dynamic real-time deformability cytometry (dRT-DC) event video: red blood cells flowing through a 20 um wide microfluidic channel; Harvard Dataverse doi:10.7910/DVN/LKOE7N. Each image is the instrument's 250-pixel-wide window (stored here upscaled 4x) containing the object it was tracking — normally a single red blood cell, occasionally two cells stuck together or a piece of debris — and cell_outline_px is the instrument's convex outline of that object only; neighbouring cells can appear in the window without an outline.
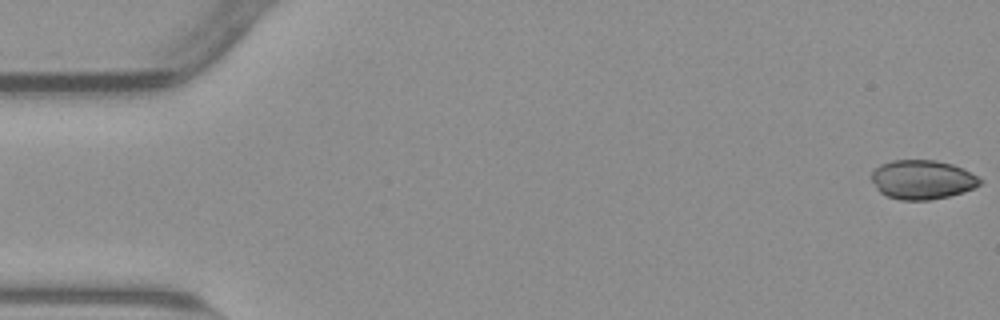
{"species": "common noctule bat (a hibernating species)", "species_latin": "Nyctalus noctula", "temperature_condition": "warm", "stored_images_in_passage": 54, "camera_frame_rate_fps": 3000, "um_per_image_px": 0.085, "animal": {"sex": "male", "body_mass_g": 23.1, "forearm_length_mm": 52.7}, "frame": {"image": 1, "passage_image": 1, "time_ms": 0.0, "image_size_px": [1000, 320], "cell_outline_px": [[984, 180], [980, 184], [964, 192], [948, 196], [928, 200], [900, 200], [888, 196], [880, 192], [876, 188], [872, 180], [872, 172], [880, 164], [892, 160], [936, 160], [952, 164], [964, 168]], "centroid_in_image_um": [78.41, 15.26], "position_along_channel_um": 6.6, "area_um2": 24.8}}
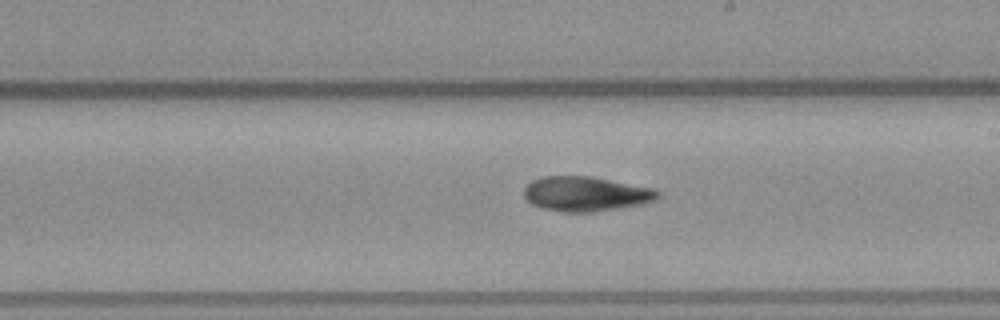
{"frame": {"image": 2, "passage_image": 31, "time_ms": 10.0, "image_size_px": [1000, 320], "cell_outline_px": [[660, 196], [644, 204], [592, 212], [564, 212], [540, 208], [532, 204], [524, 196], [524, 188], [532, 180], [544, 176], [592, 176], [652, 188], [660, 192]], "centroid_in_image_um": [49.78, 16.48], "position_along_channel_um": 239.2, "area_um2": 27.05}}
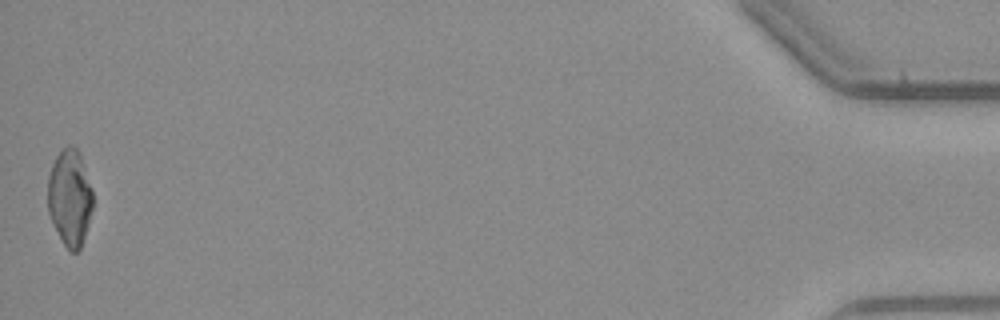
{"frame": {"image": 3, "passage_image": 54, "time_ms": 17.667, "image_size_px": [1000, 320], "cell_outline_px": [[92, 208], [88, 224], [80, 248], [76, 252], [68, 252], [48, 212], [48, 176], [52, 164], [56, 156], [68, 144], [72, 144], [80, 152], [92, 188]], "centroid_in_image_um": [5.94, 16.76], "position_along_channel_um": 429.3, "area_um2": 25.2}, "authors_computed_cell_mechanics": {"area_um2": 26.877, "velocity_mm_per_s": 3.8307, "shape_relaxation_time_tau1_ms": null, "shape_relaxation_time_tau2_ms": 5.9839, "deformation_change_tau1": null, "deformation_change_tau2": 0.1004}}